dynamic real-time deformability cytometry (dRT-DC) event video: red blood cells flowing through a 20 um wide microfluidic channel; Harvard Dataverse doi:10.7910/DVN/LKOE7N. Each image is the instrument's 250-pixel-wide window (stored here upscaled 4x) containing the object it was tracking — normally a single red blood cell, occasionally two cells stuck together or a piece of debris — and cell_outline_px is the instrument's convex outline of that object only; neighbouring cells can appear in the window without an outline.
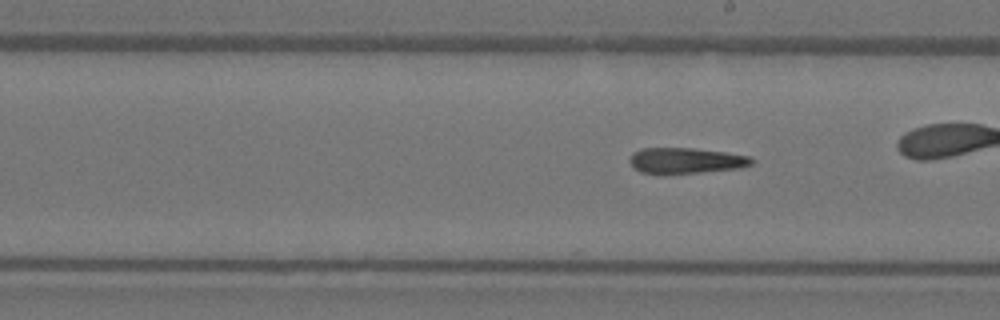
{"species": "Egyptian fruit bat (a non-hibernating species)", "species_latin": "Rousettus aegyptiacus", "temperature_condition": "warm", "stored_images_in_passage": 23, "camera_frame_rate_fps": 3000, "um_per_image_px": 0.085, "animal": {"sex": "female"}, "frame": {"image": 1, "passage_image": 23, "time_ms": 7.333, "image_size_px": [1000, 320], "cell_outline_px": [[756, 160], [752, 164], [740, 168], [704, 172], [660, 176], [640, 172], [632, 168], [628, 160], [632, 152], [640, 148], [692, 148], [724, 152], [748, 156]], "centroid_in_image_um": [58.21, 13.68], "position_along_channel_um": 230.8, "area_um2": 19.02}}